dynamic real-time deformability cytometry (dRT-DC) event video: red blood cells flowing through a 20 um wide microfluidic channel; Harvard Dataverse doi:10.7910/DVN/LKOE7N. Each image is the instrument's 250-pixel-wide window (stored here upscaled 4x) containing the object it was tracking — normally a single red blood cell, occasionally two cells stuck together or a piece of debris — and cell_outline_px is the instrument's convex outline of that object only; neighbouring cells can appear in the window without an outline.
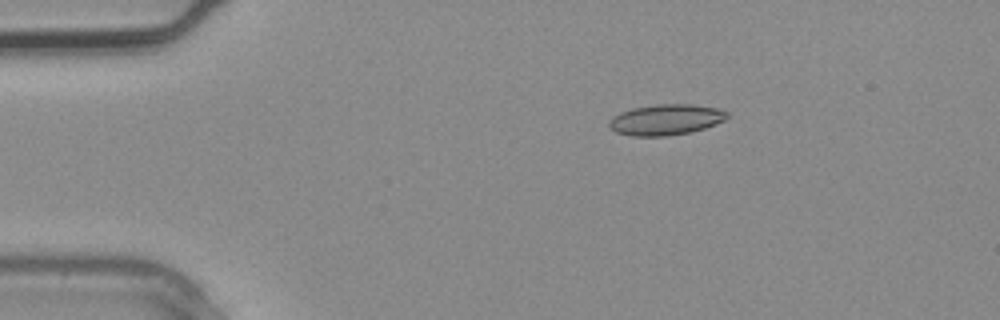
{"species": "common noctule bat (a hibernating species)", "species_latin": "Nyctalus noctula", "temperature_condition": "warm", "stored_images_in_passage": 4, "camera_frame_rate_fps": 3000, "um_per_image_px": 0.085, "animal": {"sex": "male", "body_mass_g": 20.4}, "frame": {"image": 1, "passage_image": 4, "time_ms": 1.0, "image_size_px": [1000, 320], "cell_outline_px": [[728, 116], [724, 120], [716, 124], [692, 132], [668, 136], [632, 136], [616, 132], [608, 124], [608, 120], [612, 116], [620, 112], [632, 108], [656, 104], [692, 104], [720, 108], [728, 112]], "centroid_in_image_um": [56.6, 10.17], "position_along_channel_um": 28.4, "area_um2": 21.39}}